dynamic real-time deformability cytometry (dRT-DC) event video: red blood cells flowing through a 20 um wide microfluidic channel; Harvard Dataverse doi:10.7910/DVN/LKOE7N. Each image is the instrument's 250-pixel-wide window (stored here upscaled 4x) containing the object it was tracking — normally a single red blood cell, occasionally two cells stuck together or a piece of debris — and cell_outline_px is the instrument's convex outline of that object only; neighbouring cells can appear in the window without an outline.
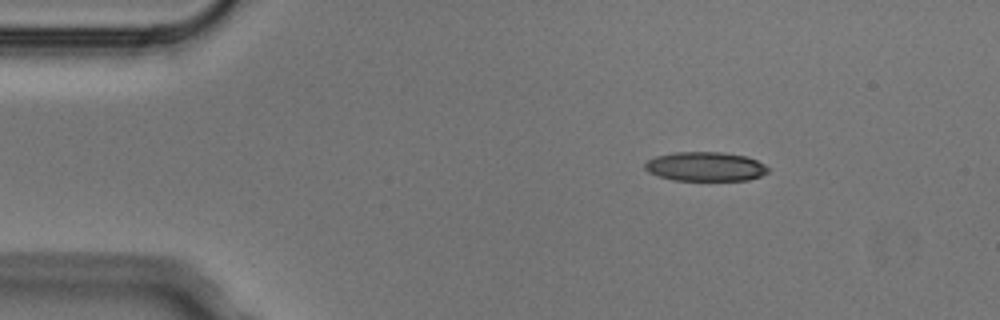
{"species": "Egyptian fruit bat (a non-hibernating species)", "species_latin": "Rousettus aegyptiacus", "temperature_condition": "cold", "stored_images_in_passage": 3, "camera_frame_rate_fps": 3000, "um_per_image_px": 0.085, "animal": {"sex": "male"}, "frame": {"image": 1, "passage_image": 2, "time_ms": 0.333, "image_size_px": [1000, 320], "cell_outline_px": [[768, 172], [760, 176], [748, 180], [672, 180], [648, 172], [644, 168], [644, 164], [648, 160], [656, 156], [672, 152], [724, 152], [748, 156], [764, 164], [768, 168]], "centroid_in_image_um": [59.95, 14.15], "position_along_channel_um": 25.0, "area_um2": 21.04}}
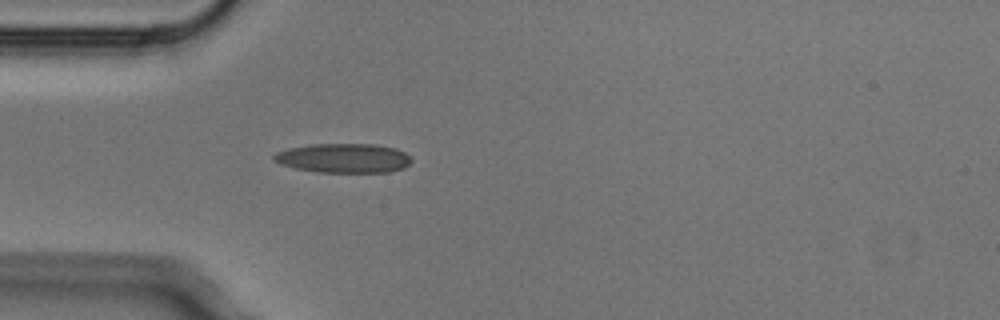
{"frame": {"image": 2, "passage_image": 3, "time_ms": 0.667, "image_size_px": [1000, 320], "cell_outline_px": [[412, 160], [404, 168], [388, 172], [316, 172], [296, 168], [280, 164], [272, 160], [272, 156], [276, 152], [288, 148], [312, 144], [376, 144], [396, 148], [404, 152]], "centroid_in_image_um": [29.18, 13.44], "position_along_channel_um": 55.8, "area_um2": 23.58}}